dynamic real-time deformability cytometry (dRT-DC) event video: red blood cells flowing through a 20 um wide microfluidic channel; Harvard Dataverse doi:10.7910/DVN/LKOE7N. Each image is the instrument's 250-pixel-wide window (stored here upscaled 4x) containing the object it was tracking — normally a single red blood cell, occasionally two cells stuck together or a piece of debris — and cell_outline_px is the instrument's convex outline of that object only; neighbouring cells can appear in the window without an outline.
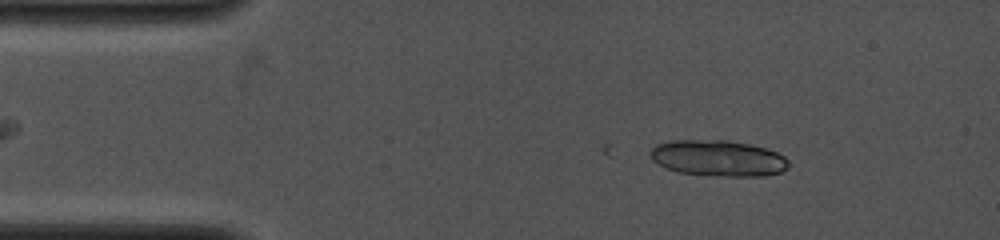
{"species": "common noctule bat (a hibernating species)", "species_latin": "Nyctalus noctula", "temperature_condition": "cold", "stored_images_in_passage": 23, "camera_frame_rate_fps": 4000, "um_per_image_px": 0.085, "animal": {"sex": "female", "body_mass_g": 19.0, "forearm_length_mm": 53.3}, "frame": {"image": 1, "passage_image": 1, "time_ms": 0.0, "image_size_px": [1000, 240], "cell_outline_px": [[788, 168], [780, 172], [764, 176], [708, 176], [676, 172], [652, 160], [648, 152], [656, 144], [672, 140], [728, 140], [748, 144], [764, 148], [776, 152], [784, 156], [788, 160]], "centroid_in_image_um": [61.01, 13.45], "position_along_channel_um": 24.0, "area_um2": 29.19}}